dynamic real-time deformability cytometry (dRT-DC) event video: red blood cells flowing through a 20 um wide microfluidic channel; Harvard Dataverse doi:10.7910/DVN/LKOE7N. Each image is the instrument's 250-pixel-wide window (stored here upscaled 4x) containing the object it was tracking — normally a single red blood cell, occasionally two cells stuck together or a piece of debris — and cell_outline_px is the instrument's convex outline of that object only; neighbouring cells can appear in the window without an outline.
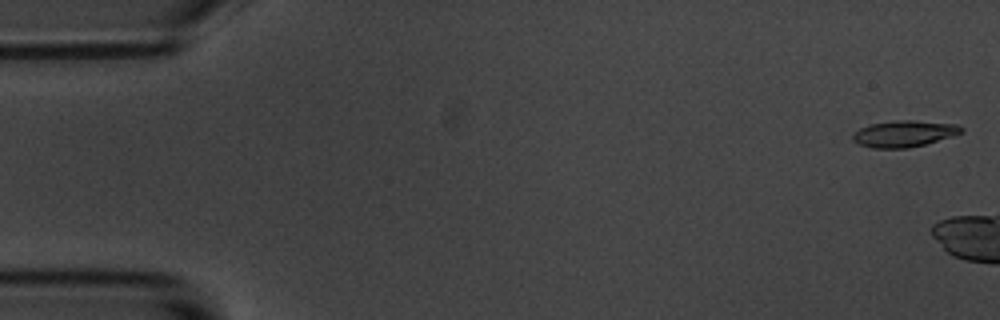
{"species": "common noctule bat (a hibernating species)", "species_latin": "Nyctalus noctula", "temperature_condition": "room temperature", "stored_images_in_passage": 3, "camera_frame_rate_fps": 3000, "um_per_image_px": 0.085, "animal": {"sex": "male", "body_mass_g": 20.1, "forearm_length_mm": 53.5}, "frame": {"image": 1, "passage_image": 1, "time_ms": 0.0, "image_size_px": [1000, 320], "cell_outline_px": [[964, 132], [952, 136], [924, 144], [908, 148], [872, 148], [860, 144], [852, 140], [852, 136], [860, 128], [872, 124], [900, 120], [912, 120], [956, 124], [964, 128]], "centroid_in_image_um": [76.87, 11.36], "position_along_channel_um": 8.1, "area_um2": 16.47}}